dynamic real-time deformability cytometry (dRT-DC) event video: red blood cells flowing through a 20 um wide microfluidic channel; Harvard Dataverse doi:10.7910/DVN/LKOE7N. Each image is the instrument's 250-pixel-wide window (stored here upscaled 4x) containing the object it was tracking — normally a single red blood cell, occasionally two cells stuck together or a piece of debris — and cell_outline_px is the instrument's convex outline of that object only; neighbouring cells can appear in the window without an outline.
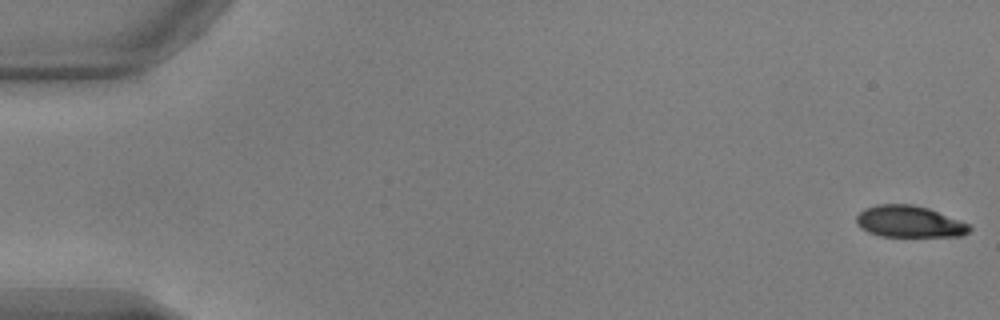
{"species": "common noctule bat (a hibernating species)", "species_latin": "Nyctalus noctula", "temperature_condition": "warm", "stored_images_in_passage": 5, "camera_frame_rate_fps": 3000, "um_per_image_px": 0.085, "animal": {"sex": "male", "body_mass_g": 17.9, "forearm_length_mm": 54.2}, "frame": {"image": 1, "passage_image": 1, "time_ms": 0.0, "image_size_px": [1000, 320], "cell_outline_px": [[972, 228], [968, 232], [960, 236], [880, 236], [868, 232], [860, 228], [856, 224], [856, 216], [864, 208], [876, 204], [912, 204], [928, 208], [972, 224]], "centroid_in_image_um": [77.29, 18.83], "position_along_channel_um": 7.7, "area_um2": 21.04}}